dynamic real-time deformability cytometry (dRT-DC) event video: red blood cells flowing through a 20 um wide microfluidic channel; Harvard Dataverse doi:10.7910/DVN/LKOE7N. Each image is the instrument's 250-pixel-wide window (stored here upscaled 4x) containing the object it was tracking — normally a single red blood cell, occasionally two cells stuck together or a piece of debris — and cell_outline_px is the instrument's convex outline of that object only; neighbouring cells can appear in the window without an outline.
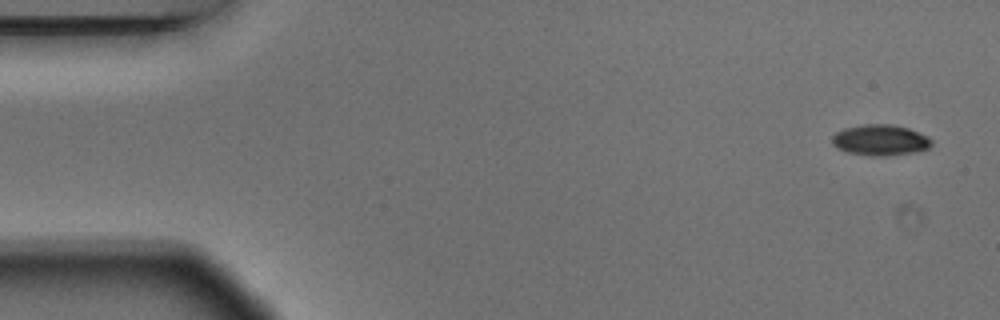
{"species": "Egyptian fruit bat (a non-hibernating species)", "species_latin": "Rousettus aegyptiacus", "temperature_condition": "warm", "stored_images_in_passage": 6, "camera_frame_rate_fps": 3000, "um_per_image_px": 0.085, "animal": {"sex": "male"}, "frame": {"image": 1, "passage_image": 1, "time_ms": 0.0, "image_size_px": [1000, 320], "cell_outline_px": [[932, 144], [928, 148], [920, 152], [884, 156], [872, 156], [848, 152], [836, 148], [832, 144], [832, 136], [836, 132], [844, 128], [864, 124], [892, 124], [908, 128], [928, 136], [932, 140]], "centroid_in_image_um": [74.84, 11.91], "position_along_channel_um": 10.2, "area_um2": 18.09}}
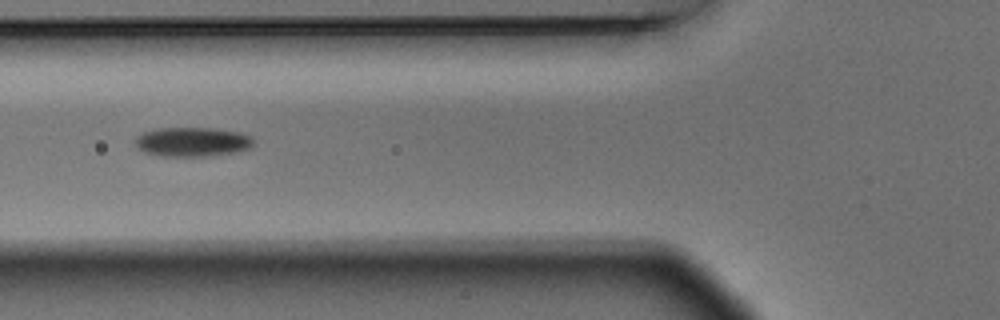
{"frame": {"image": 2, "passage_image": 5, "time_ms": 1.333, "image_size_px": [1000, 320], "cell_outline_px": [[252, 148], [236, 152], [212, 156], [160, 156], [144, 152], [136, 148], [136, 136], [144, 132], [156, 128], [216, 128], [240, 132], [252, 136]], "centroid_in_image_um": [16.36, 12.06], "position_along_channel_um": 109.4, "area_um2": 20.46}}
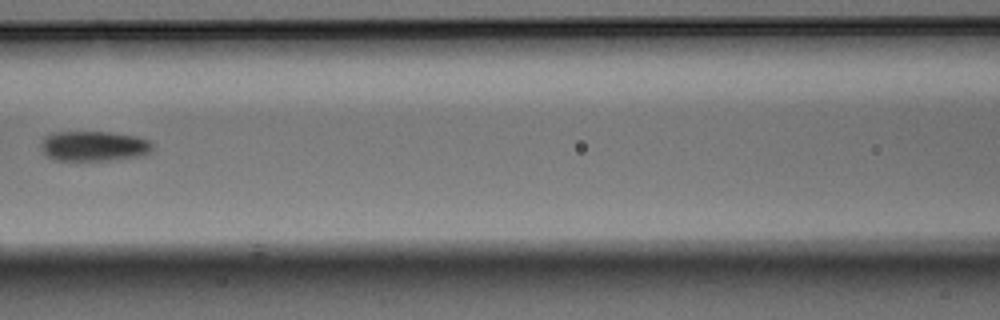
{"frame": {"image": 3, "passage_image": 6, "time_ms": 1.667, "image_size_px": [1000, 320], "cell_outline_px": [[152, 148], [144, 156], [76, 164], [52, 160], [40, 152], [40, 144], [44, 136], [56, 132], [112, 132], [136, 136], [152, 140]], "centroid_in_image_um": [7.9, 12.47], "position_along_channel_um": 158.7, "area_um2": 20.75}}